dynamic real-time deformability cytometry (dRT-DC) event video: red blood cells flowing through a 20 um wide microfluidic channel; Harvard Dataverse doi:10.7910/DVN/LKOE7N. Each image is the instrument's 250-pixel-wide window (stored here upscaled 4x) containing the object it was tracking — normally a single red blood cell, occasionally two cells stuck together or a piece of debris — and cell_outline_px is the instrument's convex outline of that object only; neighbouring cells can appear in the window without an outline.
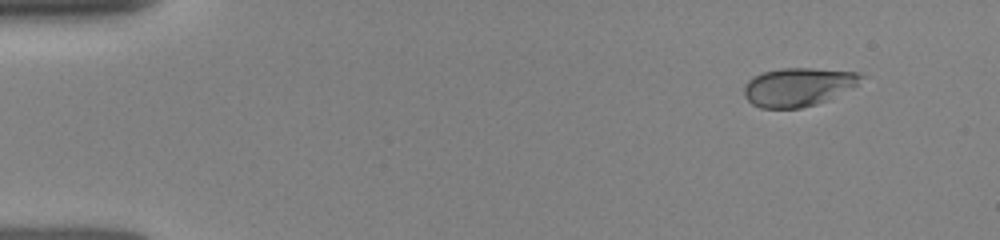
{"species": "human", "species_latin": "Homo sapiens", "temperature_condition": "room temperature", "stored_images_in_passage": 58, "camera_frame_rate_fps": 3000, "um_per_image_px": 0.085, "donor": {"sex": "female"}, "frame": {"image": 1, "passage_image": 1, "time_ms": 0.0, "image_size_px": [1000, 240], "cell_outline_px": [[864, 76], [860, 84], [816, 104], [800, 108], [760, 108], [752, 104], [744, 96], [744, 88], [748, 80], [752, 76], [764, 72], [780, 68], [812, 68], [860, 72]], "centroid_in_image_um": [67.84, 7.38], "position_along_channel_um": 17.2, "area_um2": 26.24}}
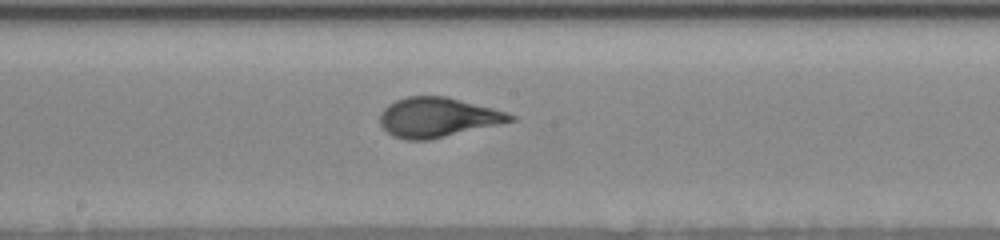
{"frame": {"image": 2, "passage_image": 31, "time_ms": 7.333, "image_size_px": [1000, 240], "cell_outline_px": [[516, 120], [500, 124], [428, 140], [404, 140], [392, 136], [380, 124], [380, 112], [388, 104], [396, 100], [408, 96], [444, 96], [492, 108], [516, 116]], "centroid_in_image_um": [37.16, 9.98], "position_along_channel_um": 211.0, "area_um2": 29.88}}
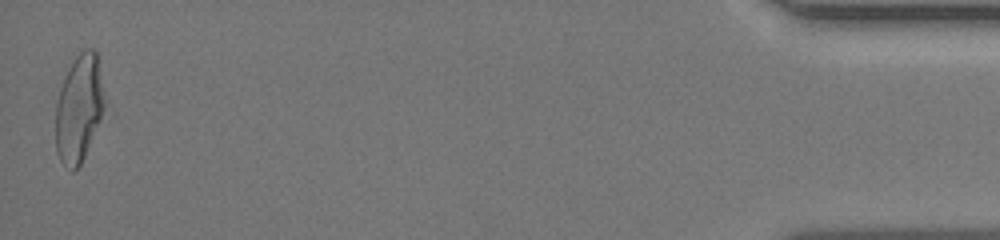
{"frame": {"image": 3, "passage_image": 58, "time_ms": 14.667, "image_size_px": [1000, 240], "cell_outline_px": [[112, 116], [80, 164], [72, 172], [60, 160], [56, 152], [56, 100], [64, 76], [76, 56], [84, 48], [92, 48], [96, 52]], "centroid_in_image_um": [6.87, 9.28], "position_along_channel_um": 428.3, "area_um2": 33.23}}